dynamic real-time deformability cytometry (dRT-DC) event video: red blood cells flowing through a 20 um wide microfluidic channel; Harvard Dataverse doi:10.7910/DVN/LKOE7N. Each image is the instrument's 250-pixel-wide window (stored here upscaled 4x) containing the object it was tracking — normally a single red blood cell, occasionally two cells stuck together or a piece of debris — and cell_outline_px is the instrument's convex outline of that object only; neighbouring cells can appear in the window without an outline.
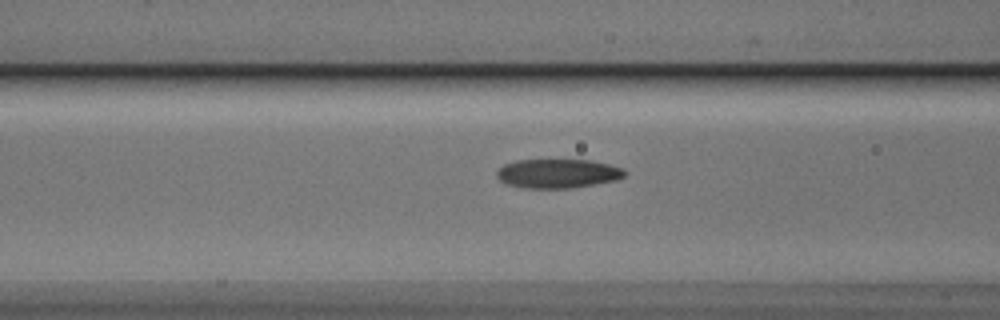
{"species": "Egyptian fruit bat (a non-hibernating species)", "species_latin": "Rousettus aegyptiacus", "temperature_condition": "cold", "stored_images_in_passage": 37, "camera_frame_rate_fps": 3000, "um_per_image_px": 0.085, "animal": {"sex": "male"}, "frame": {"image": 1, "passage_image": 10, "time_ms": 3.0, "image_size_px": [1000, 320], "cell_outline_px": [[628, 172], [624, 176], [616, 180], [572, 188], [524, 188], [504, 184], [496, 176], [496, 172], [504, 164], [516, 160], [588, 160], [608, 164], [624, 168]], "centroid_in_image_um": [47.4, 14.75], "position_along_channel_um": 119.2, "area_um2": 21.79}}
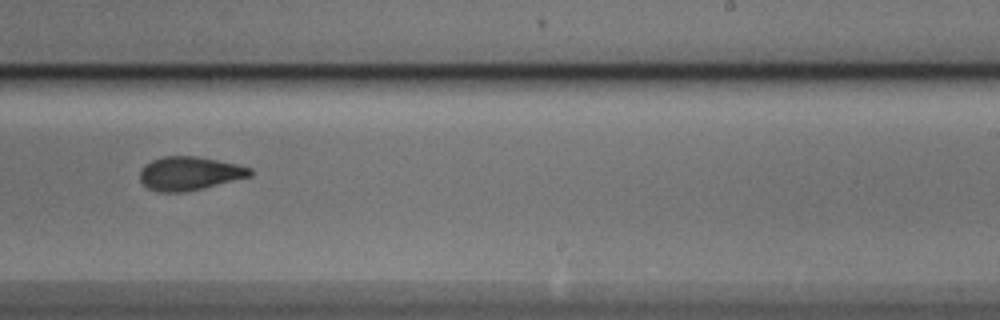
{"frame": {"image": 2, "passage_image": 22, "time_ms": 7.0, "image_size_px": [1000, 320], "cell_outline_px": [[252, 176], [204, 188], [184, 192], [156, 192], [148, 188], [140, 180], [140, 172], [144, 164], [152, 160], [164, 156], [196, 156], [236, 164], [252, 168]], "centroid_in_image_um": [16.1, 14.75], "position_along_channel_um": 272.9, "area_um2": 21.62}}
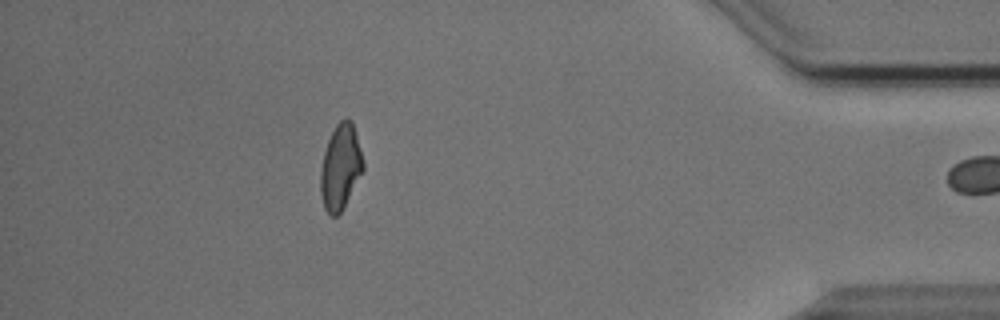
{"frame": {"image": 3, "passage_image": 36, "time_ms": 11.667, "image_size_px": [1000, 320], "cell_outline_px": [[364, 168], [344, 208], [336, 216], [332, 216], [324, 208], [320, 192], [320, 168], [324, 152], [328, 140], [336, 124], [340, 120], [352, 120], [364, 164]], "centroid_in_image_um": [28.92, 14.22], "position_along_channel_um": 406.3, "area_um2": 20.98}}